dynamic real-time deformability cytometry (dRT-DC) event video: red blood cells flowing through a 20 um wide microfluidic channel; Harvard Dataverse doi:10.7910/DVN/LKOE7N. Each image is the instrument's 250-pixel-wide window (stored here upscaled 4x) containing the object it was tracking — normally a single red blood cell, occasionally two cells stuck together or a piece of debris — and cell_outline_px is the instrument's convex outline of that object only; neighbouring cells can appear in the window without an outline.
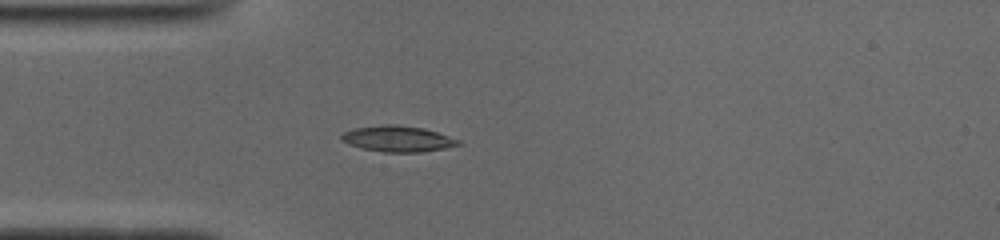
{"species": "common noctule bat (a hibernating species)", "species_latin": "Nyctalus noctula", "temperature_condition": "cold", "stored_images_in_passage": 38, "camera_frame_rate_fps": 3000, "um_per_image_px": 0.085, "animal": {"sex": "male", "body_mass_g": 19.0, "forearm_length_mm": 50.8}, "frame": {"image": 1, "passage_image": 1, "time_ms": 0.0, "image_size_px": [1000, 240], "cell_outline_px": [[464, 144], [444, 148], [420, 152], [384, 152], [360, 148], [348, 144], [340, 140], [340, 136], [344, 132], [352, 128], [384, 124], [396, 124], [424, 128], [460, 140]], "centroid_in_image_um": [33.78, 11.79], "position_along_channel_um": 51.2, "area_um2": 17.8}}
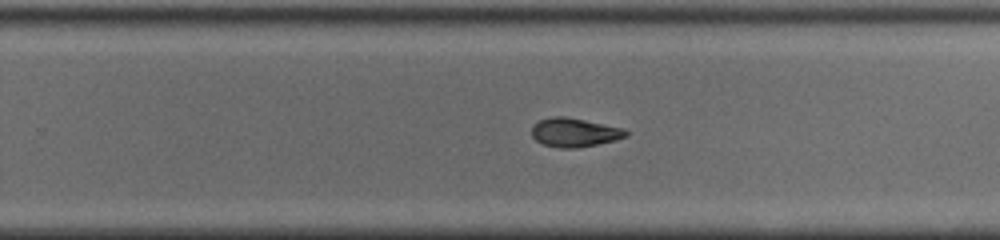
{"frame": {"image": 2, "passage_image": 19, "time_ms": 6.0, "image_size_px": [1000, 240], "cell_outline_px": [[628, 136], [616, 140], [576, 148], [560, 148], [544, 144], [536, 140], [532, 136], [532, 124], [540, 120], [552, 116], [564, 116], [624, 128], [628, 132]], "centroid_in_image_um": [48.83, 11.25], "position_along_channel_um": 281.0, "area_um2": 15.78}}
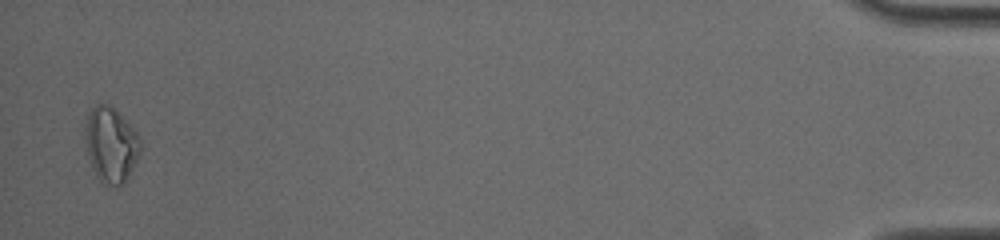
{"frame": {"image": 3, "passage_image": 37, "time_ms": 12.0, "image_size_px": [1000, 240], "cell_outline_px": [[140, 152], [124, 184], [120, 188], [116, 188], [100, 184], [88, 156], [84, 136], [88, 112], [96, 104], [112, 104], [136, 132], [140, 140]], "centroid_in_image_um": [9.41, 12.33], "position_along_channel_um": 425.8, "area_um2": 24.45}, "authors_computed_cell_mechanics": {"area_um2": 16.3574, "velocity_mm_per_s": 3.9404, "shape_relaxation_time_tau1_ms": null, "shape_relaxation_time_tau2_ms": 3.9175, "deformation_change_tau1": null, "deformation_change_tau2": 0.0867}}